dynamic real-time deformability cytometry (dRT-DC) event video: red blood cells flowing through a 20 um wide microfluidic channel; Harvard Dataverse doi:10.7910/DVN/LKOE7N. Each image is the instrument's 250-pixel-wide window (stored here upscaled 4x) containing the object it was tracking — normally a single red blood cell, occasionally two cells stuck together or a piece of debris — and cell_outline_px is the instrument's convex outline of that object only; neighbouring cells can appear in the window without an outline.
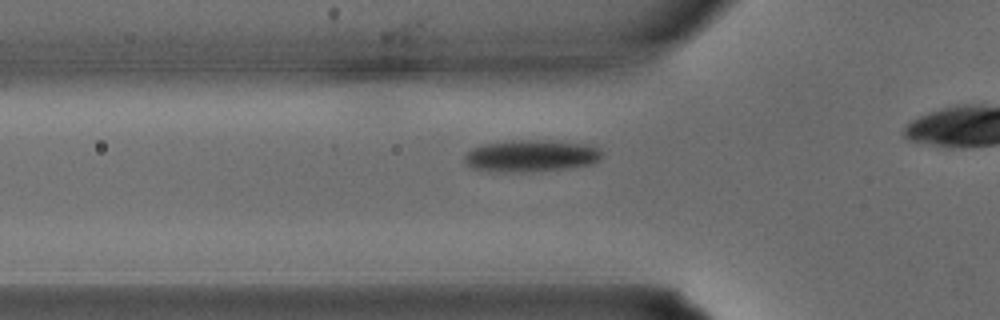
{"species": "common noctule bat (a hibernating species)", "species_latin": "Nyctalus noctula", "temperature_condition": "warm", "stored_images_in_passage": 26, "camera_frame_rate_fps": 3000, "um_per_image_px": 0.085, "animal": {"sex": "male", "body_mass_g": 15.6}, "frame": {"image": 1, "passage_image": 9, "time_ms": 2.667, "image_size_px": [1000, 320], "cell_outline_px": [[604, 156], [600, 160], [592, 164], [568, 168], [524, 172], [500, 172], [472, 168], [464, 160], [464, 156], [472, 148], [484, 144], [512, 140], [536, 140], [584, 144], [600, 148]], "centroid_in_image_um": [45.16, 13.25], "position_along_channel_um": 80.6, "area_um2": 25.49}}
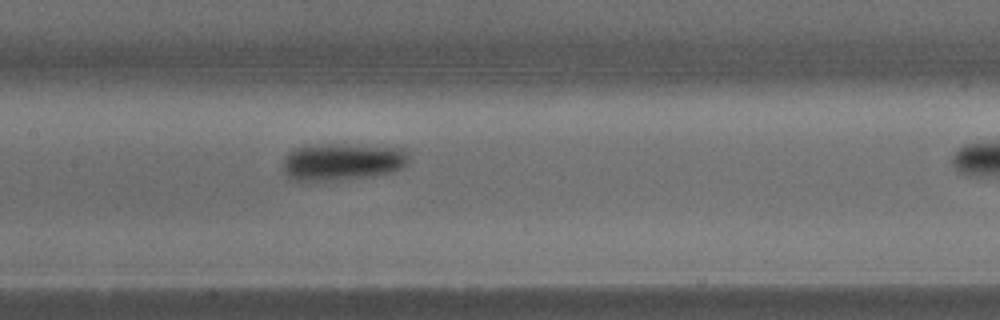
{"frame": {"image": 2, "passage_image": 14, "time_ms": 4.333, "image_size_px": [1000, 320], "cell_outline_px": [[412, 160], [404, 168], [392, 172], [376, 176], [332, 180], [292, 180], [284, 172], [284, 160], [288, 152], [296, 148], [308, 144], [344, 144], [408, 148]], "centroid_in_image_um": [29.2, 13.73], "position_along_channel_um": 178.2, "area_um2": 27.86}}
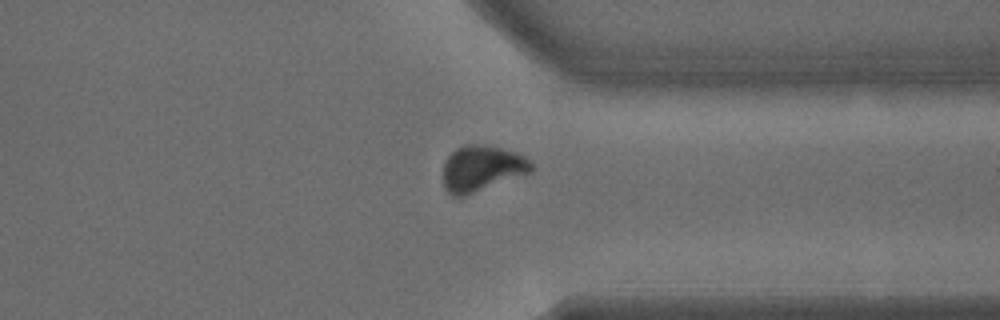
{"frame": {"image": 3, "passage_image": 24, "time_ms": 7.667, "image_size_px": [1000, 320], "cell_outline_px": [[536, 168], [532, 172], [524, 176], [460, 200], [452, 196], [444, 188], [444, 164], [448, 156], [456, 148], [464, 144], [476, 144], [500, 148], [516, 152], [524, 156]], "centroid_in_image_um": [40.97, 14.39], "position_along_channel_um": 370.4, "area_um2": 24.51}}